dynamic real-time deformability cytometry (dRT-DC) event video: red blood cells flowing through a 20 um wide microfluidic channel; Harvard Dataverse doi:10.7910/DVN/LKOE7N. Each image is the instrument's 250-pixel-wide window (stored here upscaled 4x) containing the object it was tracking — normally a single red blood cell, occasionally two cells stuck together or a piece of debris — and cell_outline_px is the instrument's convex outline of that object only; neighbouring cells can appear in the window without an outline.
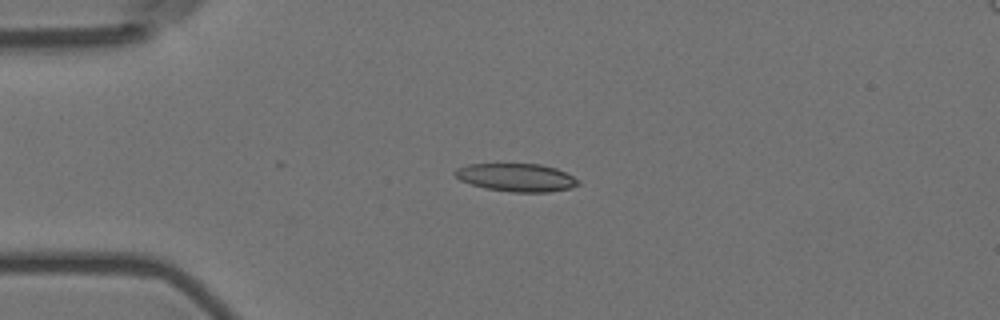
{"species": "Egyptian fruit bat (a non-hibernating species)", "species_latin": "Rousettus aegyptiacus", "temperature_condition": "room temperature", "stored_images_in_passage": 5, "camera_frame_rate_fps": 3000, "um_per_image_px": 0.085, "animal": {"sex": "female"}, "frame": {"image": 1, "passage_image": 3, "time_ms": 0.667, "image_size_px": [1000, 320], "cell_outline_px": [[580, 184], [572, 188], [548, 192], [512, 192], [484, 188], [460, 180], [452, 172], [456, 168], [468, 164], [540, 164], [556, 168], [580, 180]], "centroid_in_image_um": [43.9, 15.09], "position_along_channel_um": 41.1, "area_um2": 20.17}}
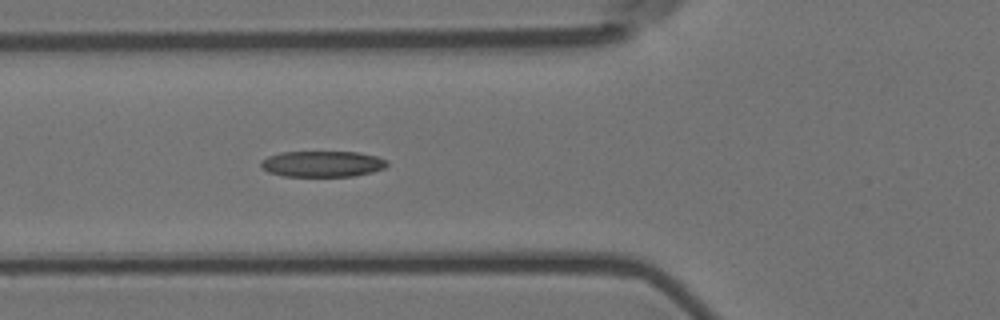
{"frame": {"image": 2, "passage_image": 5, "time_ms": 1.333, "image_size_px": [1000, 320], "cell_outline_px": [[388, 164], [384, 168], [372, 172], [352, 176], [284, 176], [268, 172], [260, 168], [260, 160], [268, 156], [280, 152], [360, 152], [376, 156], [388, 160]], "centroid_in_image_um": [27.38, 13.93], "position_along_channel_um": 98.4, "area_um2": 19.25}}